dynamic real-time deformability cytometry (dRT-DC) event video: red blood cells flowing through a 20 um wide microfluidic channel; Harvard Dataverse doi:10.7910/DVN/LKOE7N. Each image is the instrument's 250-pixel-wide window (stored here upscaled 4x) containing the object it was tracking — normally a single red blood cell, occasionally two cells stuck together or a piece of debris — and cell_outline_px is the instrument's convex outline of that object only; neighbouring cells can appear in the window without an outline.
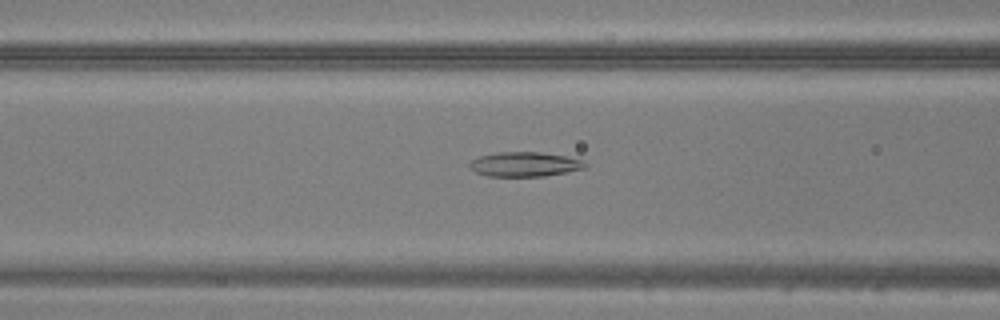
{"species": "common noctule bat (a hibernating species)", "species_latin": "Nyctalus noctula", "temperature_condition": "warm", "stored_images_in_passage": 30, "camera_frame_rate_fps": 3000, "um_per_image_px": 0.085, "animal": {"sex": "male", "body_mass_g": 20.5, "forearm_length_mm": 52.5}, "frame": {"image": 1, "passage_image": 15, "time_ms": 4.667, "image_size_px": [1000, 320], "cell_outline_px": [[588, 168], [544, 176], [488, 176], [476, 172], [468, 168], [468, 164], [472, 160], [480, 156], [496, 152], [540, 152], [564, 156], [584, 160], [588, 164]], "centroid_in_image_um": [44.61, 13.96], "position_along_channel_um": 122.0, "area_um2": 16.65}}
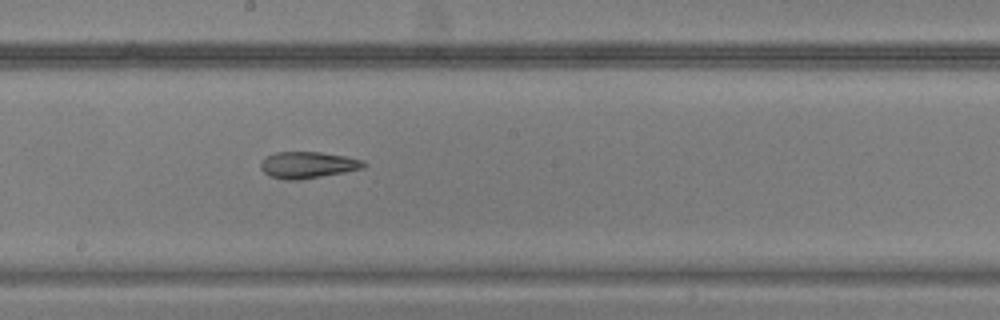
{"frame": {"image": 2, "passage_image": 22, "time_ms": 7.0, "image_size_px": [1000, 320], "cell_outline_px": [[368, 164], [364, 168], [344, 172], [300, 180], [284, 180], [268, 176], [260, 168], [260, 164], [264, 156], [276, 152], [320, 152], [344, 156], [364, 160]], "centroid_in_image_um": [26.14, 14.02], "position_along_channel_um": 222.1, "area_um2": 16.13}}
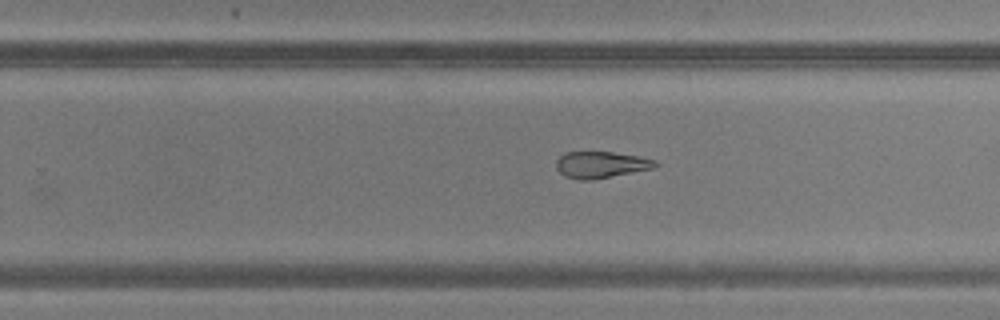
{"frame": {"image": 3, "passage_image": 26, "time_ms": 8.333, "image_size_px": [1000, 320], "cell_outline_px": [[660, 164], [652, 168], [592, 180], [580, 180], [564, 176], [556, 168], [556, 160], [564, 152], [612, 152], [640, 156], [656, 160]], "centroid_in_image_um": [51.07, 13.99], "position_along_channel_um": 278.7, "area_um2": 15.32}}